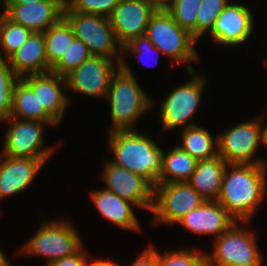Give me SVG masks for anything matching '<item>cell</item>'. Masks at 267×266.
Listing matches in <instances>:
<instances>
[{
    "mask_svg": "<svg viewBox=\"0 0 267 266\" xmlns=\"http://www.w3.org/2000/svg\"><path fill=\"white\" fill-rule=\"evenodd\" d=\"M267 196V163H228L218 202L236 220L248 225Z\"/></svg>",
    "mask_w": 267,
    "mask_h": 266,
    "instance_id": "cell-1",
    "label": "cell"
},
{
    "mask_svg": "<svg viewBox=\"0 0 267 266\" xmlns=\"http://www.w3.org/2000/svg\"><path fill=\"white\" fill-rule=\"evenodd\" d=\"M112 163L141 175L154 187L162 169L163 148L138 130H118L108 133Z\"/></svg>",
    "mask_w": 267,
    "mask_h": 266,
    "instance_id": "cell-2",
    "label": "cell"
},
{
    "mask_svg": "<svg viewBox=\"0 0 267 266\" xmlns=\"http://www.w3.org/2000/svg\"><path fill=\"white\" fill-rule=\"evenodd\" d=\"M127 64V60L122 57L120 67L111 77L105 98L110 107L113 124L108 127V132L136 129L135 122L156 105L141 88V84Z\"/></svg>",
    "mask_w": 267,
    "mask_h": 266,
    "instance_id": "cell-3",
    "label": "cell"
},
{
    "mask_svg": "<svg viewBox=\"0 0 267 266\" xmlns=\"http://www.w3.org/2000/svg\"><path fill=\"white\" fill-rule=\"evenodd\" d=\"M145 35L154 47L172 58L174 63H185V72L196 70L189 63L200 60L194 47L198 40L181 28L167 10H156L149 21Z\"/></svg>",
    "mask_w": 267,
    "mask_h": 266,
    "instance_id": "cell-4",
    "label": "cell"
},
{
    "mask_svg": "<svg viewBox=\"0 0 267 266\" xmlns=\"http://www.w3.org/2000/svg\"><path fill=\"white\" fill-rule=\"evenodd\" d=\"M71 222L63 220H47L23 244L16 255L46 257V266L51 262L76 253L83 241Z\"/></svg>",
    "mask_w": 267,
    "mask_h": 266,
    "instance_id": "cell-5",
    "label": "cell"
},
{
    "mask_svg": "<svg viewBox=\"0 0 267 266\" xmlns=\"http://www.w3.org/2000/svg\"><path fill=\"white\" fill-rule=\"evenodd\" d=\"M191 78L172 89L160 104V121L163 132L194 126V115L201 105L202 92L206 87V75L198 71L186 72Z\"/></svg>",
    "mask_w": 267,
    "mask_h": 266,
    "instance_id": "cell-6",
    "label": "cell"
},
{
    "mask_svg": "<svg viewBox=\"0 0 267 266\" xmlns=\"http://www.w3.org/2000/svg\"><path fill=\"white\" fill-rule=\"evenodd\" d=\"M233 223L213 239L211 253H206L207 266H263V255L253 231Z\"/></svg>",
    "mask_w": 267,
    "mask_h": 266,
    "instance_id": "cell-7",
    "label": "cell"
},
{
    "mask_svg": "<svg viewBox=\"0 0 267 266\" xmlns=\"http://www.w3.org/2000/svg\"><path fill=\"white\" fill-rule=\"evenodd\" d=\"M63 17L71 25L75 38L87 45L92 56L116 58L120 65L122 55L118 53H122V45L116 38L109 17L78 12H63Z\"/></svg>",
    "mask_w": 267,
    "mask_h": 266,
    "instance_id": "cell-8",
    "label": "cell"
},
{
    "mask_svg": "<svg viewBox=\"0 0 267 266\" xmlns=\"http://www.w3.org/2000/svg\"><path fill=\"white\" fill-rule=\"evenodd\" d=\"M0 122H8L1 154L11 157L49 159L56 147L45 146L47 122L8 117Z\"/></svg>",
    "mask_w": 267,
    "mask_h": 266,
    "instance_id": "cell-9",
    "label": "cell"
},
{
    "mask_svg": "<svg viewBox=\"0 0 267 266\" xmlns=\"http://www.w3.org/2000/svg\"><path fill=\"white\" fill-rule=\"evenodd\" d=\"M261 145V115L218 134V155L227 163L266 164L256 155Z\"/></svg>",
    "mask_w": 267,
    "mask_h": 266,
    "instance_id": "cell-10",
    "label": "cell"
},
{
    "mask_svg": "<svg viewBox=\"0 0 267 266\" xmlns=\"http://www.w3.org/2000/svg\"><path fill=\"white\" fill-rule=\"evenodd\" d=\"M204 201L188 182L157 184L154 187L152 223L177 224L182 217L198 208Z\"/></svg>",
    "mask_w": 267,
    "mask_h": 266,
    "instance_id": "cell-11",
    "label": "cell"
},
{
    "mask_svg": "<svg viewBox=\"0 0 267 266\" xmlns=\"http://www.w3.org/2000/svg\"><path fill=\"white\" fill-rule=\"evenodd\" d=\"M101 172L105 189L134 204L135 207L152 212L154 186L148 180L115 165L109 159L104 161Z\"/></svg>",
    "mask_w": 267,
    "mask_h": 266,
    "instance_id": "cell-12",
    "label": "cell"
},
{
    "mask_svg": "<svg viewBox=\"0 0 267 266\" xmlns=\"http://www.w3.org/2000/svg\"><path fill=\"white\" fill-rule=\"evenodd\" d=\"M102 56H91L65 76L67 89L90 97L106 98L111 77L118 70V62Z\"/></svg>",
    "mask_w": 267,
    "mask_h": 266,
    "instance_id": "cell-13",
    "label": "cell"
},
{
    "mask_svg": "<svg viewBox=\"0 0 267 266\" xmlns=\"http://www.w3.org/2000/svg\"><path fill=\"white\" fill-rule=\"evenodd\" d=\"M254 15L246 5L229 2L217 17L209 36L222 46L237 47L253 34Z\"/></svg>",
    "mask_w": 267,
    "mask_h": 266,
    "instance_id": "cell-14",
    "label": "cell"
},
{
    "mask_svg": "<svg viewBox=\"0 0 267 266\" xmlns=\"http://www.w3.org/2000/svg\"><path fill=\"white\" fill-rule=\"evenodd\" d=\"M156 9L148 0H120L109 16L118 42L123 46L143 36Z\"/></svg>",
    "mask_w": 267,
    "mask_h": 266,
    "instance_id": "cell-15",
    "label": "cell"
},
{
    "mask_svg": "<svg viewBox=\"0 0 267 266\" xmlns=\"http://www.w3.org/2000/svg\"><path fill=\"white\" fill-rule=\"evenodd\" d=\"M11 21L32 32H45L63 17L64 0H43L33 4H1Z\"/></svg>",
    "mask_w": 267,
    "mask_h": 266,
    "instance_id": "cell-16",
    "label": "cell"
},
{
    "mask_svg": "<svg viewBox=\"0 0 267 266\" xmlns=\"http://www.w3.org/2000/svg\"><path fill=\"white\" fill-rule=\"evenodd\" d=\"M22 79L38 97L39 105L59 124L66 113L67 105H69V96H66L63 90V88L67 90L65 77L49 72L27 75Z\"/></svg>",
    "mask_w": 267,
    "mask_h": 266,
    "instance_id": "cell-17",
    "label": "cell"
},
{
    "mask_svg": "<svg viewBox=\"0 0 267 266\" xmlns=\"http://www.w3.org/2000/svg\"><path fill=\"white\" fill-rule=\"evenodd\" d=\"M48 159L0 155V200L26 190Z\"/></svg>",
    "mask_w": 267,
    "mask_h": 266,
    "instance_id": "cell-18",
    "label": "cell"
},
{
    "mask_svg": "<svg viewBox=\"0 0 267 266\" xmlns=\"http://www.w3.org/2000/svg\"><path fill=\"white\" fill-rule=\"evenodd\" d=\"M235 222L236 220L218 201L205 200L177 223L186 227L191 233L212 235L216 239Z\"/></svg>",
    "mask_w": 267,
    "mask_h": 266,
    "instance_id": "cell-19",
    "label": "cell"
},
{
    "mask_svg": "<svg viewBox=\"0 0 267 266\" xmlns=\"http://www.w3.org/2000/svg\"><path fill=\"white\" fill-rule=\"evenodd\" d=\"M10 67L20 77L51 72L46 56L42 32H33L27 41L7 59Z\"/></svg>",
    "mask_w": 267,
    "mask_h": 266,
    "instance_id": "cell-20",
    "label": "cell"
},
{
    "mask_svg": "<svg viewBox=\"0 0 267 266\" xmlns=\"http://www.w3.org/2000/svg\"><path fill=\"white\" fill-rule=\"evenodd\" d=\"M89 196L103 218L121 229L141 231L140 223L132 208L134 204L105 188L92 190Z\"/></svg>",
    "mask_w": 267,
    "mask_h": 266,
    "instance_id": "cell-21",
    "label": "cell"
},
{
    "mask_svg": "<svg viewBox=\"0 0 267 266\" xmlns=\"http://www.w3.org/2000/svg\"><path fill=\"white\" fill-rule=\"evenodd\" d=\"M227 164L219 155L208 160H200L188 183L206 201H217Z\"/></svg>",
    "mask_w": 267,
    "mask_h": 266,
    "instance_id": "cell-22",
    "label": "cell"
},
{
    "mask_svg": "<svg viewBox=\"0 0 267 266\" xmlns=\"http://www.w3.org/2000/svg\"><path fill=\"white\" fill-rule=\"evenodd\" d=\"M10 117L47 122L49 126L58 125L39 105L38 97L22 78L17 81L13 90V105Z\"/></svg>",
    "mask_w": 267,
    "mask_h": 266,
    "instance_id": "cell-23",
    "label": "cell"
},
{
    "mask_svg": "<svg viewBox=\"0 0 267 266\" xmlns=\"http://www.w3.org/2000/svg\"><path fill=\"white\" fill-rule=\"evenodd\" d=\"M197 160L175 145L168 152L163 149L162 169L158 184L188 182L195 171Z\"/></svg>",
    "mask_w": 267,
    "mask_h": 266,
    "instance_id": "cell-24",
    "label": "cell"
},
{
    "mask_svg": "<svg viewBox=\"0 0 267 266\" xmlns=\"http://www.w3.org/2000/svg\"><path fill=\"white\" fill-rule=\"evenodd\" d=\"M181 144L178 145L197 161L208 160L218 155V135L216 137L198 125L181 129Z\"/></svg>",
    "mask_w": 267,
    "mask_h": 266,
    "instance_id": "cell-25",
    "label": "cell"
},
{
    "mask_svg": "<svg viewBox=\"0 0 267 266\" xmlns=\"http://www.w3.org/2000/svg\"><path fill=\"white\" fill-rule=\"evenodd\" d=\"M48 65L52 68L67 51L75 39L73 29L62 17L57 23L43 32Z\"/></svg>",
    "mask_w": 267,
    "mask_h": 266,
    "instance_id": "cell-26",
    "label": "cell"
},
{
    "mask_svg": "<svg viewBox=\"0 0 267 266\" xmlns=\"http://www.w3.org/2000/svg\"><path fill=\"white\" fill-rule=\"evenodd\" d=\"M0 13V58L7 60L33 32Z\"/></svg>",
    "mask_w": 267,
    "mask_h": 266,
    "instance_id": "cell-27",
    "label": "cell"
},
{
    "mask_svg": "<svg viewBox=\"0 0 267 266\" xmlns=\"http://www.w3.org/2000/svg\"><path fill=\"white\" fill-rule=\"evenodd\" d=\"M20 77L6 59L0 58V121L10 117L13 105V90Z\"/></svg>",
    "mask_w": 267,
    "mask_h": 266,
    "instance_id": "cell-28",
    "label": "cell"
},
{
    "mask_svg": "<svg viewBox=\"0 0 267 266\" xmlns=\"http://www.w3.org/2000/svg\"><path fill=\"white\" fill-rule=\"evenodd\" d=\"M202 0H174L167 11L181 28L197 39V12Z\"/></svg>",
    "mask_w": 267,
    "mask_h": 266,
    "instance_id": "cell-29",
    "label": "cell"
},
{
    "mask_svg": "<svg viewBox=\"0 0 267 266\" xmlns=\"http://www.w3.org/2000/svg\"><path fill=\"white\" fill-rule=\"evenodd\" d=\"M91 56L87 45L75 38L61 59L51 68V72L65 77Z\"/></svg>",
    "mask_w": 267,
    "mask_h": 266,
    "instance_id": "cell-30",
    "label": "cell"
},
{
    "mask_svg": "<svg viewBox=\"0 0 267 266\" xmlns=\"http://www.w3.org/2000/svg\"><path fill=\"white\" fill-rule=\"evenodd\" d=\"M158 266H207V256L198 249L165 250L158 252Z\"/></svg>",
    "mask_w": 267,
    "mask_h": 266,
    "instance_id": "cell-31",
    "label": "cell"
},
{
    "mask_svg": "<svg viewBox=\"0 0 267 266\" xmlns=\"http://www.w3.org/2000/svg\"><path fill=\"white\" fill-rule=\"evenodd\" d=\"M228 0H202L197 12V40L208 34Z\"/></svg>",
    "mask_w": 267,
    "mask_h": 266,
    "instance_id": "cell-32",
    "label": "cell"
},
{
    "mask_svg": "<svg viewBox=\"0 0 267 266\" xmlns=\"http://www.w3.org/2000/svg\"><path fill=\"white\" fill-rule=\"evenodd\" d=\"M120 0H67L63 12L109 17Z\"/></svg>",
    "mask_w": 267,
    "mask_h": 266,
    "instance_id": "cell-33",
    "label": "cell"
},
{
    "mask_svg": "<svg viewBox=\"0 0 267 266\" xmlns=\"http://www.w3.org/2000/svg\"><path fill=\"white\" fill-rule=\"evenodd\" d=\"M161 53L162 52L158 48L152 45V43L150 42V40L147 38L146 35L135 37L129 43L124 44L122 46L123 57L125 54L126 57L131 56V58L133 57L132 55H135L134 56L135 59H138L140 62H142V64L145 62V60L143 59H145L146 57L149 58L151 55L152 56L154 55L155 57V55L157 56L158 54L160 55ZM156 59H158V56L156 57Z\"/></svg>",
    "mask_w": 267,
    "mask_h": 266,
    "instance_id": "cell-34",
    "label": "cell"
},
{
    "mask_svg": "<svg viewBox=\"0 0 267 266\" xmlns=\"http://www.w3.org/2000/svg\"><path fill=\"white\" fill-rule=\"evenodd\" d=\"M88 255V252L82 246L76 253L53 261L47 266H89L90 259Z\"/></svg>",
    "mask_w": 267,
    "mask_h": 266,
    "instance_id": "cell-35",
    "label": "cell"
},
{
    "mask_svg": "<svg viewBox=\"0 0 267 266\" xmlns=\"http://www.w3.org/2000/svg\"><path fill=\"white\" fill-rule=\"evenodd\" d=\"M130 266H158V251L153 245H147Z\"/></svg>",
    "mask_w": 267,
    "mask_h": 266,
    "instance_id": "cell-36",
    "label": "cell"
},
{
    "mask_svg": "<svg viewBox=\"0 0 267 266\" xmlns=\"http://www.w3.org/2000/svg\"><path fill=\"white\" fill-rule=\"evenodd\" d=\"M156 10H167L174 0H148Z\"/></svg>",
    "mask_w": 267,
    "mask_h": 266,
    "instance_id": "cell-37",
    "label": "cell"
},
{
    "mask_svg": "<svg viewBox=\"0 0 267 266\" xmlns=\"http://www.w3.org/2000/svg\"><path fill=\"white\" fill-rule=\"evenodd\" d=\"M265 119L261 116V140H262V145L267 148V124H265Z\"/></svg>",
    "mask_w": 267,
    "mask_h": 266,
    "instance_id": "cell-38",
    "label": "cell"
},
{
    "mask_svg": "<svg viewBox=\"0 0 267 266\" xmlns=\"http://www.w3.org/2000/svg\"><path fill=\"white\" fill-rule=\"evenodd\" d=\"M89 266H120L117 263H113L111 261H107V260H99V259H91L90 260V264Z\"/></svg>",
    "mask_w": 267,
    "mask_h": 266,
    "instance_id": "cell-39",
    "label": "cell"
},
{
    "mask_svg": "<svg viewBox=\"0 0 267 266\" xmlns=\"http://www.w3.org/2000/svg\"><path fill=\"white\" fill-rule=\"evenodd\" d=\"M43 0H2V4H33Z\"/></svg>",
    "mask_w": 267,
    "mask_h": 266,
    "instance_id": "cell-40",
    "label": "cell"
},
{
    "mask_svg": "<svg viewBox=\"0 0 267 266\" xmlns=\"http://www.w3.org/2000/svg\"><path fill=\"white\" fill-rule=\"evenodd\" d=\"M12 263L7 259V255L0 249V266H10Z\"/></svg>",
    "mask_w": 267,
    "mask_h": 266,
    "instance_id": "cell-41",
    "label": "cell"
},
{
    "mask_svg": "<svg viewBox=\"0 0 267 266\" xmlns=\"http://www.w3.org/2000/svg\"><path fill=\"white\" fill-rule=\"evenodd\" d=\"M266 55H267V53H266ZM263 63H264L265 68H267V56H266V58L263 59Z\"/></svg>",
    "mask_w": 267,
    "mask_h": 266,
    "instance_id": "cell-42",
    "label": "cell"
},
{
    "mask_svg": "<svg viewBox=\"0 0 267 266\" xmlns=\"http://www.w3.org/2000/svg\"><path fill=\"white\" fill-rule=\"evenodd\" d=\"M266 109H267V108H266ZM261 116L265 118V117H267V114H263V113H262Z\"/></svg>",
    "mask_w": 267,
    "mask_h": 266,
    "instance_id": "cell-43",
    "label": "cell"
}]
</instances>
